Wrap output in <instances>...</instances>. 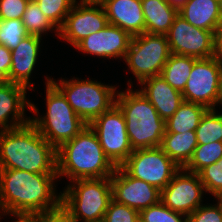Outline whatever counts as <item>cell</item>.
<instances>
[{
	"instance_id": "obj_1",
	"label": "cell",
	"mask_w": 222,
	"mask_h": 222,
	"mask_svg": "<svg viewBox=\"0 0 222 222\" xmlns=\"http://www.w3.org/2000/svg\"><path fill=\"white\" fill-rule=\"evenodd\" d=\"M57 174L0 169V209L8 213H48L61 205L55 195Z\"/></svg>"
},
{
	"instance_id": "obj_2",
	"label": "cell",
	"mask_w": 222,
	"mask_h": 222,
	"mask_svg": "<svg viewBox=\"0 0 222 222\" xmlns=\"http://www.w3.org/2000/svg\"><path fill=\"white\" fill-rule=\"evenodd\" d=\"M0 169L57 174L56 149L31 122L0 131Z\"/></svg>"
},
{
	"instance_id": "obj_3",
	"label": "cell",
	"mask_w": 222,
	"mask_h": 222,
	"mask_svg": "<svg viewBox=\"0 0 222 222\" xmlns=\"http://www.w3.org/2000/svg\"><path fill=\"white\" fill-rule=\"evenodd\" d=\"M56 155L58 178L64 175L74 181L111 177L116 168L104 154L89 125L56 149Z\"/></svg>"
},
{
	"instance_id": "obj_4",
	"label": "cell",
	"mask_w": 222,
	"mask_h": 222,
	"mask_svg": "<svg viewBox=\"0 0 222 222\" xmlns=\"http://www.w3.org/2000/svg\"><path fill=\"white\" fill-rule=\"evenodd\" d=\"M116 105L124 114L133 150L161 145L166 132V121L145 96L128 88L116 95Z\"/></svg>"
},
{
	"instance_id": "obj_5",
	"label": "cell",
	"mask_w": 222,
	"mask_h": 222,
	"mask_svg": "<svg viewBox=\"0 0 222 222\" xmlns=\"http://www.w3.org/2000/svg\"><path fill=\"white\" fill-rule=\"evenodd\" d=\"M46 116L30 119L38 132L55 148L72 140L88 124L73 110L63 93L46 77Z\"/></svg>"
},
{
	"instance_id": "obj_6",
	"label": "cell",
	"mask_w": 222,
	"mask_h": 222,
	"mask_svg": "<svg viewBox=\"0 0 222 222\" xmlns=\"http://www.w3.org/2000/svg\"><path fill=\"white\" fill-rule=\"evenodd\" d=\"M61 193V206L76 220L102 221L112 198L110 177L71 181ZM75 183V184H74ZM83 218V219H82Z\"/></svg>"
},
{
	"instance_id": "obj_7",
	"label": "cell",
	"mask_w": 222,
	"mask_h": 222,
	"mask_svg": "<svg viewBox=\"0 0 222 222\" xmlns=\"http://www.w3.org/2000/svg\"><path fill=\"white\" fill-rule=\"evenodd\" d=\"M51 82L63 93L75 113L87 124L116 104V87L87 80Z\"/></svg>"
},
{
	"instance_id": "obj_8",
	"label": "cell",
	"mask_w": 222,
	"mask_h": 222,
	"mask_svg": "<svg viewBox=\"0 0 222 222\" xmlns=\"http://www.w3.org/2000/svg\"><path fill=\"white\" fill-rule=\"evenodd\" d=\"M170 54L166 35L142 33L132 37L124 61L140 83L161 75Z\"/></svg>"
},
{
	"instance_id": "obj_9",
	"label": "cell",
	"mask_w": 222,
	"mask_h": 222,
	"mask_svg": "<svg viewBox=\"0 0 222 222\" xmlns=\"http://www.w3.org/2000/svg\"><path fill=\"white\" fill-rule=\"evenodd\" d=\"M88 125L115 167H120L134 151L128 138L124 114L116 104Z\"/></svg>"
},
{
	"instance_id": "obj_10",
	"label": "cell",
	"mask_w": 222,
	"mask_h": 222,
	"mask_svg": "<svg viewBox=\"0 0 222 222\" xmlns=\"http://www.w3.org/2000/svg\"><path fill=\"white\" fill-rule=\"evenodd\" d=\"M121 167L132 177L145 181L160 191L181 169L160 146L135 149Z\"/></svg>"
},
{
	"instance_id": "obj_11",
	"label": "cell",
	"mask_w": 222,
	"mask_h": 222,
	"mask_svg": "<svg viewBox=\"0 0 222 222\" xmlns=\"http://www.w3.org/2000/svg\"><path fill=\"white\" fill-rule=\"evenodd\" d=\"M166 36L172 54L197 59L210 58L215 54V33L194 27L179 14Z\"/></svg>"
},
{
	"instance_id": "obj_12",
	"label": "cell",
	"mask_w": 222,
	"mask_h": 222,
	"mask_svg": "<svg viewBox=\"0 0 222 222\" xmlns=\"http://www.w3.org/2000/svg\"><path fill=\"white\" fill-rule=\"evenodd\" d=\"M221 66L214 56L197 59L182 92L183 100L215 109Z\"/></svg>"
},
{
	"instance_id": "obj_13",
	"label": "cell",
	"mask_w": 222,
	"mask_h": 222,
	"mask_svg": "<svg viewBox=\"0 0 222 222\" xmlns=\"http://www.w3.org/2000/svg\"><path fill=\"white\" fill-rule=\"evenodd\" d=\"M204 192L206 190L199 174L181 168L161 190L160 201L172 211L188 216L201 206Z\"/></svg>"
},
{
	"instance_id": "obj_14",
	"label": "cell",
	"mask_w": 222,
	"mask_h": 222,
	"mask_svg": "<svg viewBox=\"0 0 222 222\" xmlns=\"http://www.w3.org/2000/svg\"><path fill=\"white\" fill-rule=\"evenodd\" d=\"M67 14L62 27L58 31L59 37L74 47L84 38L98 32L108 25L107 16L102 4H89L80 1ZM99 8H97V7Z\"/></svg>"
},
{
	"instance_id": "obj_15",
	"label": "cell",
	"mask_w": 222,
	"mask_h": 222,
	"mask_svg": "<svg viewBox=\"0 0 222 222\" xmlns=\"http://www.w3.org/2000/svg\"><path fill=\"white\" fill-rule=\"evenodd\" d=\"M110 180L113 200L138 212L160 201L157 187L130 176L121 166L115 168Z\"/></svg>"
},
{
	"instance_id": "obj_16",
	"label": "cell",
	"mask_w": 222,
	"mask_h": 222,
	"mask_svg": "<svg viewBox=\"0 0 222 222\" xmlns=\"http://www.w3.org/2000/svg\"><path fill=\"white\" fill-rule=\"evenodd\" d=\"M132 36L118 26L108 24L102 30L89 35L75 48L84 53L106 58H124Z\"/></svg>"
},
{
	"instance_id": "obj_17",
	"label": "cell",
	"mask_w": 222,
	"mask_h": 222,
	"mask_svg": "<svg viewBox=\"0 0 222 222\" xmlns=\"http://www.w3.org/2000/svg\"><path fill=\"white\" fill-rule=\"evenodd\" d=\"M25 86L9 82L0 86V130L6 131L26 125L30 119H24L26 106L34 112L38 113V108L26 100ZM26 105V106H25ZM11 118V119H10ZM10 121V125L8 120ZM12 122V123H11Z\"/></svg>"
},
{
	"instance_id": "obj_18",
	"label": "cell",
	"mask_w": 222,
	"mask_h": 222,
	"mask_svg": "<svg viewBox=\"0 0 222 222\" xmlns=\"http://www.w3.org/2000/svg\"><path fill=\"white\" fill-rule=\"evenodd\" d=\"M102 6L108 24L118 26L132 37L145 33L141 0H106Z\"/></svg>"
},
{
	"instance_id": "obj_19",
	"label": "cell",
	"mask_w": 222,
	"mask_h": 222,
	"mask_svg": "<svg viewBox=\"0 0 222 222\" xmlns=\"http://www.w3.org/2000/svg\"><path fill=\"white\" fill-rule=\"evenodd\" d=\"M145 85L139 92L154 106L163 120H168L184 101L182 92L172 88L160 75L140 82Z\"/></svg>"
},
{
	"instance_id": "obj_20",
	"label": "cell",
	"mask_w": 222,
	"mask_h": 222,
	"mask_svg": "<svg viewBox=\"0 0 222 222\" xmlns=\"http://www.w3.org/2000/svg\"><path fill=\"white\" fill-rule=\"evenodd\" d=\"M41 37L28 35L22 39L16 49L11 50L12 64L9 71V81L26 88L33 89L30 85V75L37 62Z\"/></svg>"
},
{
	"instance_id": "obj_21",
	"label": "cell",
	"mask_w": 222,
	"mask_h": 222,
	"mask_svg": "<svg viewBox=\"0 0 222 222\" xmlns=\"http://www.w3.org/2000/svg\"><path fill=\"white\" fill-rule=\"evenodd\" d=\"M178 14L194 27L214 33L222 24L219 0H188Z\"/></svg>"
},
{
	"instance_id": "obj_22",
	"label": "cell",
	"mask_w": 222,
	"mask_h": 222,
	"mask_svg": "<svg viewBox=\"0 0 222 222\" xmlns=\"http://www.w3.org/2000/svg\"><path fill=\"white\" fill-rule=\"evenodd\" d=\"M145 33L166 35L171 28L178 9L166 0H141Z\"/></svg>"
},
{
	"instance_id": "obj_23",
	"label": "cell",
	"mask_w": 222,
	"mask_h": 222,
	"mask_svg": "<svg viewBox=\"0 0 222 222\" xmlns=\"http://www.w3.org/2000/svg\"><path fill=\"white\" fill-rule=\"evenodd\" d=\"M195 131L185 133H165L160 147L180 168H183L191 159L197 147Z\"/></svg>"
},
{
	"instance_id": "obj_24",
	"label": "cell",
	"mask_w": 222,
	"mask_h": 222,
	"mask_svg": "<svg viewBox=\"0 0 222 222\" xmlns=\"http://www.w3.org/2000/svg\"><path fill=\"white\" fill-rule=\"evenodd\" d=\"M207 110L208 108L201 104L183 101L178 110L166 120L165 133L195 131Z\"/></svg>"
},
{
	"instance_id": "obj_25",
	"label": "cell",
	"mask_w": 222,
	"mask_h": 222,
	"mask_svg": "<svg viewBox=\"0 0 222 222\" xmlns=\"http://www.w3.org/2000/svg\"><path fill=\"white\" fill-rule=\"evenodd\" d=\"M197 58L170 54L164 65L161 77L174 89L183 92L190 72Z\"/></svg>"
},
{
	"instance_id": "obj_26",
	"label": "cell",
	"mask_w": 222,
	"mask_h": 222,
	"mask_svg": "<svg viewBox=\"0 0 222 222\" xmlns=\"http://www.w3.org/2000/svg\"><path fill=\"white\" fill-rule=\"evenodd\" d=\"M215 110L208 109L195 130L198 145L222 142V114Z\"/></svg>"
},
{
	"instance_id": "obj_27",
	"label": "cell",
	"mask_w": 222,
	"mask_h": 222,
	"mask_svg": "<svg viewBox=\"0 0 222 222\" xmlns=\"http://www.w3.org/2000/svg\"><path fill=\"white\" fill-rule=\"evenodd\" d=\"M222 158V142L197 145L189 162L182 168L191 173H199L203 168Z\"/></svg>"
},
{
	"instance_id": "obj_28",
	"label": "cell",
	"mask_w": 222,
	"mask_h": 222,
	"mask_svg": "<svg viewBox=\"0 0 222 222\" xmlns=\"http://www.w3.org/2000/svg\"><path fill=\"white\" fill-rule=\"evenodd\" d=\"M22 23L29 35L42 36L48 30L55 27L42 13L35 0H30L22 17Z\"/></svg>"
},
{
	"instance_id": "obj_29",
	"label": "cell",
	"mask_w": 222,
	"mask_h": 222,
	"mask_svg": "<svg viewBox=\"0 0 222 222\" xmlns=\"http://www.w3.org/2000/svg\"><path fill=\"white\" fill-rule=\"evenodd\" d=\"M42 13L59 31L76 0H35Z\"/></svg>"
},
{
	"instance_id": "obj_30",
	"label": "cell",
	"mask_w": 222,
	"mask_h": 222,
	"mask_svg": "<svg viewBox=\"0 0 222 222\" xmlns=\"http://www.w3.org/2000/svg\"><path fill=\"white\" fill-rule=\"evenodd\" d=\"M22 19H0V45L14 50L20 44L23 38L28 36Z\"/></svg>"
},
{
	"instance_id": "obj_31",
	"label": "cell",
	"mask_w": 222,
	"mask_h": 222,
	"mask_svg": "<svg viewBox=\"0 0 222 222\" xmlns=\"http://www.w3.org/2000/svg\"><path fill=\"white\" fill-rule=\"evenodd\" d=\"M182 216L185 217L183 218ZM139 220L141 222H187V216L183 213L172 211L159 201L140 211Z\"/></svg>"
},
{
	"instance_id": "obj_32",
	"label": "cell",
	"mask_w": 222,
	"mask_h": 222,
	"mask_svg": "<svg viewBox=\"0 0 222 222\" xmlns=\"http://www.w3.org/2000/svg\"><path fill=\"white\" fill-rule=\"evenodd\" d=\"M206 192L216 198H222V158L203 168L199 173Z\"/></svg>"
},
{
	"instance_id": "obj_33",
	"label": "cell",
	"mask_w": 222,
	"mask_h": 222,
	"mask_svg": "<svg viewBox=\"0 0 222 222\" xmlns=\"http://www.w3.org/2000/svg\"><path fill=\"white\" fill-rule=\"evenodd\" d=\"M104 222H138L139 212L127 205L111 200L105 212Z\"/></svg>"
},
{
	"instance_id": "obj_34",
	"label": "cell",
	"mask_w": 222,
	"mask_h": 222,
	"mask_svg": "<svg viewBox=\"0 0 222 222\" xmlns=\"http://www.w3.org/2000/svg\"><path fill=\"white\" fill-rule=\"evenodd\" d=\"M217 205H201L190 215L187 222H222L221 198H217Z\"/></svg>"
},
{
	"instance_id": "obj_35",
	"label": "cell",
	"mask_w": 222,
	"mask_h": 222,
	"mask_svg": "<svg viewBox=\"0 0 222 222\" xmlns=\"http://www.w3.org/2000/svg\"><path fill=\"white\" fill-rule=\"evenodd\" d=\"M30 0H0V19H22Z\"/></svg>"
},
{
	"instance_id": "obj_36",
	"label": "cell",
	"mask_w": 222,
	"mask_h": 222,
	"mask_svg": "<svg viewBox=\"0 0 222 222\" xmlns=\"http://www.w3.org/2000/svg\"><path fill=\"white\" fill-rule=\"evenodd\" d=\"M40 222H77L61 205L48 213H40Z\"/></svg>"
},
{
	"instance_id": "obj_37",
	"label": "cell",
	"mask_w": 222,
	"mask_h": 222,
	"mask_svg": "<svg viewBox=\"0 0 222 222\" xmlns=\"http://www.w3.org/2000/svg\"><path fill=\"white\" fill-rule=\"evenodd\" d=\"M12 64L11 50L0 45V70L9 77V71Z\"/></svg>"
},
{
	"instance_id": "obj_38",
	"label": "cell",
	"mask_w": 222,
	"mask_h": 222,
	"mask_svg": "<svg viewBox=\"0 0 222 222\" xmlns=\"http://www.w3.org/2000/svg\"><path fill=\"white\" fill-rule=\"evenodd\" d=\"M214 57L222 65V24L215 33V54Z\"/></svg>"
},
{
	"instance_id": "obj_39",
	"label": "cell",
	"mask_w": 222,
	"mask_h": 222,
	"mask_svg": "<svg viewBox=\"0 0 222 222\" xmlns=\"http://www.w3.org/2000/svg\"><path fill=\"white\" fill-rule=\"evenodd\" d=\"M17 218L15 222H40V213H10Z\"/></svg>"
},
{
	"instance_id": "obj_40",
	"label": "cell",
	"mask_w": 222,
	"mask_h": 222,
	"mask_svg": "<svg viewBox=\"0 0 222 222\" xmlns=\"http://www.w3.org/2000/svg\"><path fill=\"white\" fill-rule=\"evenodd\" d=\"M222 104V66L220 70V78H219V86H218V98H217V104Z\"/></svg>"
},
{
	"instance_id": "obj_41",
	"label": "cell",
	"mask_w": 222,
	"mask_h": 222,
	"mask_svg": "<svg viewBox=\"0 0 222 222\" xmlns=\"http://www.w3.org/2000/svg\"><path fill=\"white\" fill-rule=\"evenodd\" d=\"M171 6L177 8L178 10L188 1V0H166Z\"/></svg>"
},
{
	"instance_id": "obj_42",
	"label": "cell",
	"mask_w": 222,
	"mask_h": 222,
	"mask_svg": "<svg viewBox=\"0 0 222 222\" xmlns=\"http://www.w3.org/2000/svg\"><path fill=\"white\" fill-rule=\"evenodd\" d=\"M10 81L8 79V76L0 70V86L1 85H6L8 84Z\"/></svg>"
},
{
	"instance_id": "obj_43",
	"label": "cell",
	"mask_w": 222,
	"mask_h": 222,
	"mask_svg": "<svg viewBox=\"0 0 222 222\" xmlns=\"http://www.w3.org/2000/svg\"><path fill=\"white\" fill-rule=\"evenodd\" d=\"M89 4H103L106 0H81Z\"/></svg>"
},
{
	"instance_id": "obj_44",
	"label": "cell",
	"mask_w": 222,
	"mask_h": 222,
	"mask_svg": "<svg viewBox=\"0 0 222 222\" xmlns=\"http://www.w3.org/2000/svg\"><path fill=\"white\" fill-rule=\"evenodd\" d=\"M219 10H220V16L222 19V0H219Z\"/></svg>"
},
{
	"instance_id": "obj_45",
	"label": "cell",
	"mask_w": 222,
	"mask_h": 222,
	"mask_svg": "<svg viewBox=\"0 0 222 222\" xmlns=\"http://www.w3.org/2000/svg\"><path fill=\"white\" fill-rule=\"evenodd\" d=\"M221 214H222V198H221Z\"/></svg>"
}]
</instances>
